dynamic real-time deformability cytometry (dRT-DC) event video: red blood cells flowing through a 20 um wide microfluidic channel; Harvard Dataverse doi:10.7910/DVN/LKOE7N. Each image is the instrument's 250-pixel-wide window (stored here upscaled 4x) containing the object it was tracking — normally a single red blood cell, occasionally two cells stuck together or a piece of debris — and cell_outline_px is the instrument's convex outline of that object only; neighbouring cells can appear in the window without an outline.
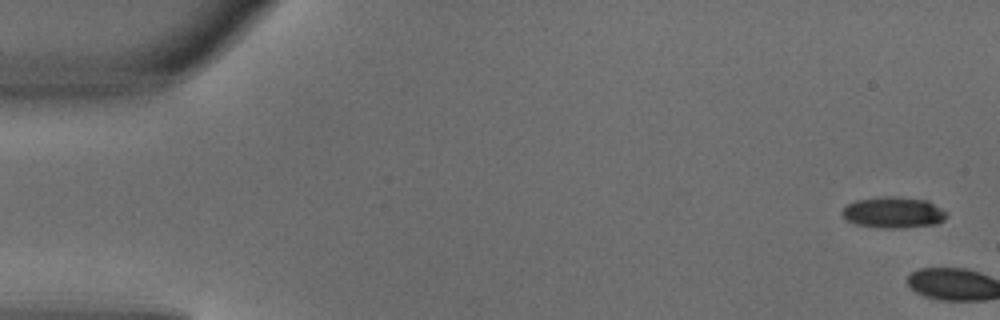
{"species": "common noctule bat (a hibernating species)", "species_latin": "Nyctalus noctula", "temperature_condition": "warm", "stored_images_in_passage": 5, "camera_frame_rate_fps": 3000, "um_per_image_px": 0.085, "animal": {"sex": "male", "body_mass_g": 18.8}, "frame": {"image": 1, "passage_image": 1, "time_ms": 0.0, "image_size_px": [1000, 320], "cell_outline_px": [[948, 216], [944, 220], [936, 224], [904, 228], [880, 228], [856, 224], [844, 220], [840, 212], [848, 204], [856, 200], [880, 196], [896, 196], [928, 200], [948, 212]], "centroid_in_image_um": [75.94, 18.06], "position_along_channel_um": 9.1, "area_um2": 19.36}}
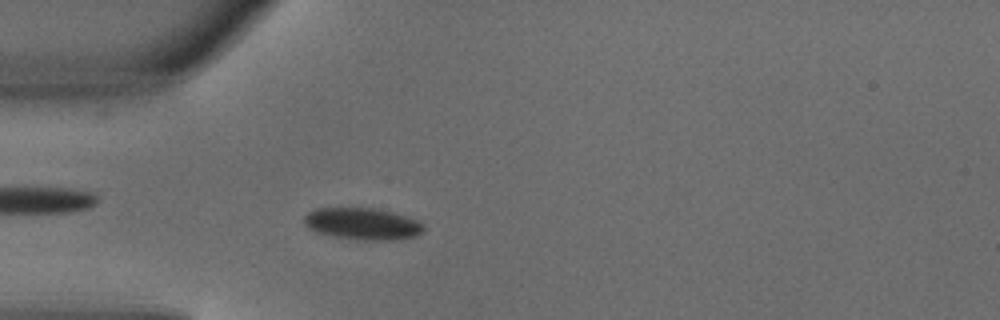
{"frame": {"image": 2, "passage_image": 5, "time_ms": 1.333, "image_size_px": [1000, 320], "cell_outline_px": [[424, 228], [416, 236], [396, 240], [364, 240], [332, 236], [316, 232], [308, 228], [304, 224], [304, 216], [308, 212], [316, 208], [372, 208], [392, 212], [416, 220]], "centroid_in_image_um": [30.76, 19.03], "position_along_channel_um": 54.2, "area_um2": 21.96}}